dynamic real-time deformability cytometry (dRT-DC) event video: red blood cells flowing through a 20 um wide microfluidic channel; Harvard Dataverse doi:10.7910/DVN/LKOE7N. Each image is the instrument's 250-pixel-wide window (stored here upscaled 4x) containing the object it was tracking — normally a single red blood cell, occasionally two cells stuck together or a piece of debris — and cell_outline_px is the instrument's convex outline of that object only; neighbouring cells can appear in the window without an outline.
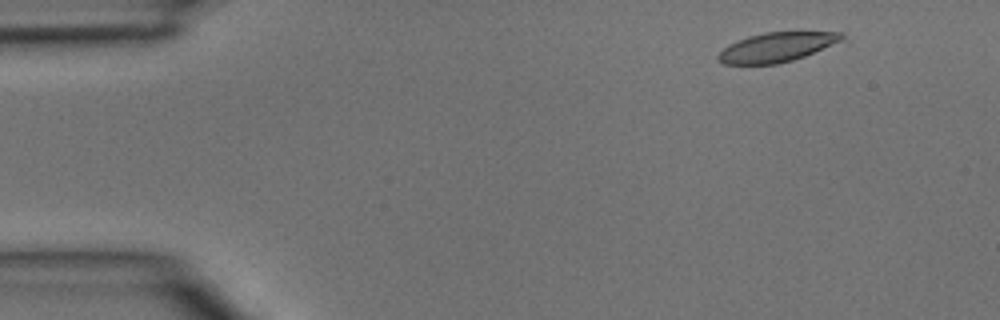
{"species": "common noctule bat (a hibernating species)", "species_latin": "Nyctalus noctula", "temperature_condition": "room temperature", "stored_images_in_passage": 3, "camera_frame_rate_fps": 3000, "um_per_image_px": 0.085, "animal": {"sex": "male", "body_mass_g": 15.6}, "frame": {"image": 1, "passage_image": 1, "time_ms": 0.0, "image_size_px": [1000, 320], "cell_outline_px": [[852, 40], [792, 60], [776, 64], [724, 64], [716, 60], [716, 56], [728, 44], [748, 36], [764, 32], [844, 32]], "centroid_in_image_um": [66.16, 3.99], "position_along_channel_um": 18.8, "area_um2": 21.85}}
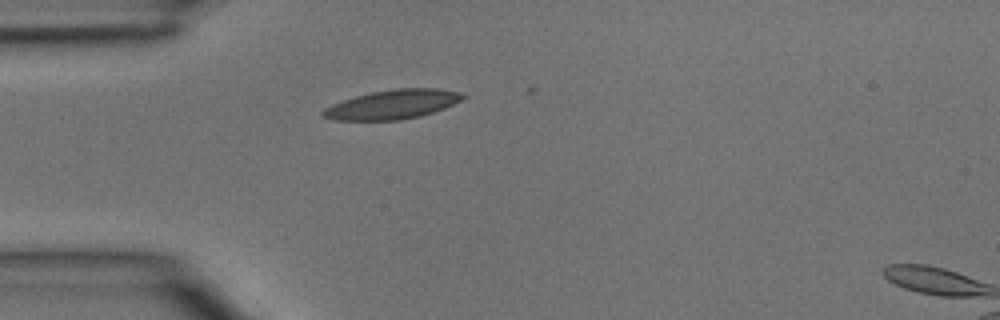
{"frame": {"image": 2, "passage_image": 3, "time_ms": 0.667, "image_size_px": [1000, 320], "cell_outline_px": [[468, 96], [444, 108], [420, 116], [400, 120], [336, 120], [324, 116], [320, 112], [324, 108], [332, 104], [356, 96], [372, 92], [396, 88], [440, 88], [460, 92]], "centroid_in_image_um": [33.39, 8.87], "position_along_channel_um": 51.6, "area_um2": 23.64}}